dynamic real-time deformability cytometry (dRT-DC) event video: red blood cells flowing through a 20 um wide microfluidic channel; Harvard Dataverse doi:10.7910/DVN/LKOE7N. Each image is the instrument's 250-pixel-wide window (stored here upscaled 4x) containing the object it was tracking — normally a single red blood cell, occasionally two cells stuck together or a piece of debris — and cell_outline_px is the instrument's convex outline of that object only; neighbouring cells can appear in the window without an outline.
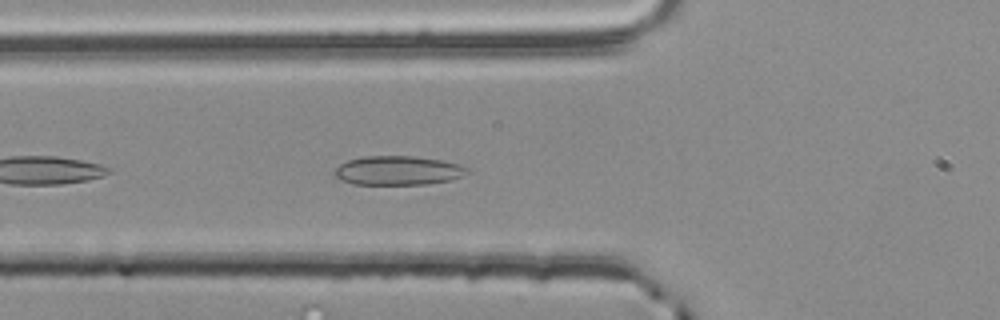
{"species": "common noctule bat (a hibernating species)", "species_latin": "Nyctalus noctula", "temperature_condition": "room temperature", "stored_images_in_passage": 41, "camera_frame_rate_fps": 3000, "um_per_image_px": 0.085, "animal": {"sex": "male", "body_mass_g": 20.4}, "frame": {"image": 1, "passage_image": 5, "time_ms": 1.333, "image_size_px": [1000, 320], "cell_outline_px": [[468, 172], [452, 180], [428, 184], [352, 184], [336, 176], [332, 172], [340, 164], [348, 160], [364, 156], [412, 156], [440, 160], [460, 164], [468, 168]], "centroid_in_image_um": [33.83, 14.49], "position_along_channel_um": 92.0, "area_um2": 22.37}}
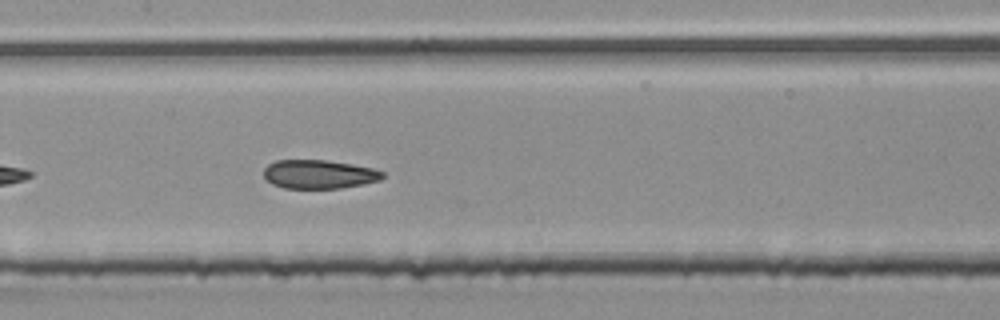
{"frame": {"image": 2, "passage_image": 12, "time_ms": 3.667, "image_size_px": [1000, 320], "cell_outline_px": [[384, 176], [380, 180], [364, 184], [340, 188], [284, 188], [272, 184], [264, 176], [264, 168], [268, 164], [276, 160], [328, 160], [352, 164], [372, 168], [384, 172]], "centroid_in_image_um": [27.12, 14.81], "position_along_channel_um": 180.3, "area_um2": 19.94}}
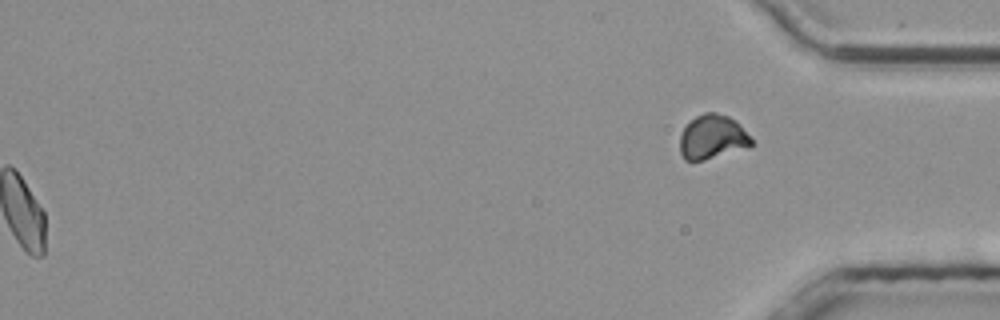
{"frame": {"image": 3, "passage_image": 41, "time_ms": 13.333, "image_size_px": [1000, 320], "cell_outline_px": [[752, 144], [748, 148], [704, 160], [684, 160], [680, 152], [680, 132], [696, 116], [704, 112], [716, 112], [728, 116], [736, 120], [740, 124], [752, 140]], "centroid_in_image_um": [60.55, 11.65], "position_along_channel_um": 374.6, "area_um2": 18.5}, "authors_computed_cell_mechanics": {"area_um2": 20.6924, "velocity_mm_per_s": 3.7506, "shape_relaxation_time_tau1_ms": null, "shape_relaxation_time_tau2_ms": 1.6958, "deformation_change_tau1": null, "deformation_change_tau2": 0.0756}}